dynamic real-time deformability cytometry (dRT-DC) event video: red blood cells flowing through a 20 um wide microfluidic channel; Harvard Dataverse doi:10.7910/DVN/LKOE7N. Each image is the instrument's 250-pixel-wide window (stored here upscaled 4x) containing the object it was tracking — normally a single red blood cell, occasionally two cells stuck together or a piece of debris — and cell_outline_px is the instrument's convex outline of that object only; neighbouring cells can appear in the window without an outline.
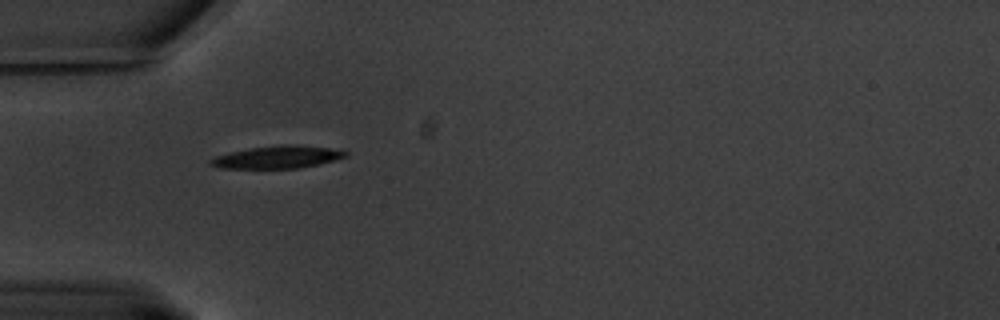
{"species": "common noctule bat (a hibernating species)", "species_latin": "Nyctalus noctula", "temperature_condition": "warm", "stored_images_in_passage": 44, "camera_frame_rate_fps": 3000, "um_per_image_px": 0.085, "animal": {"sex": "male", "body_mass_g": 20.1, "forearm_length_mm": 53.5}, "frame": {"image": 1, "passage_image": 1, "time_ms": 0.0, "image_size_px": [1000, 320], "cell_outline_px": [[348, 156], [300, 168], [220, 168], [208, 164], [208, 160], [216, 156], [232, 152], [252, 148], [288, 144], [296, 144], [328, 148], [348, 152]], "centroid_in_image_um": [23.55, 13.36], "position_along_channel_um": 61.4, "area_um2": 17.34}}
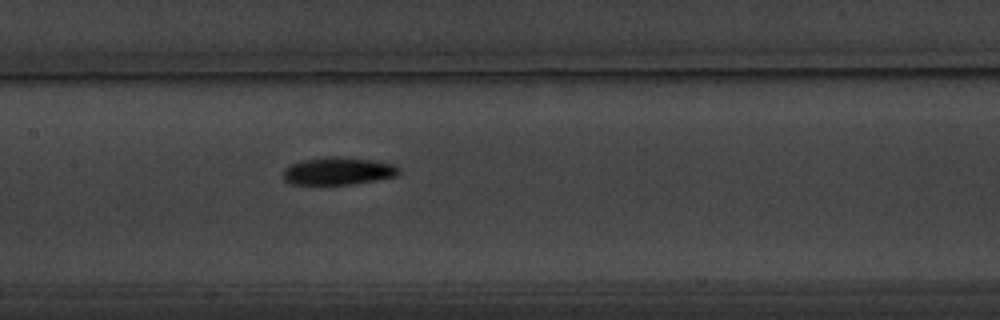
{"frame": {"image": 2, "passage_image": 12, "time_ms": 3.667, "image_size_px": [1000, 320], "cell_outline_px": [[400, 172], [396, 176], [376, 180], [352, 184], [288, 184], [284, 180], [284, 168], [288, 164], [304, 160], [324, 156], [336, 156], [372, 160], [396, 164], [400, 168]], "centroid_in_image_um": [28.74, 14.53], "position_along_channel_um": 178.7, "area_um2": 18.79}}
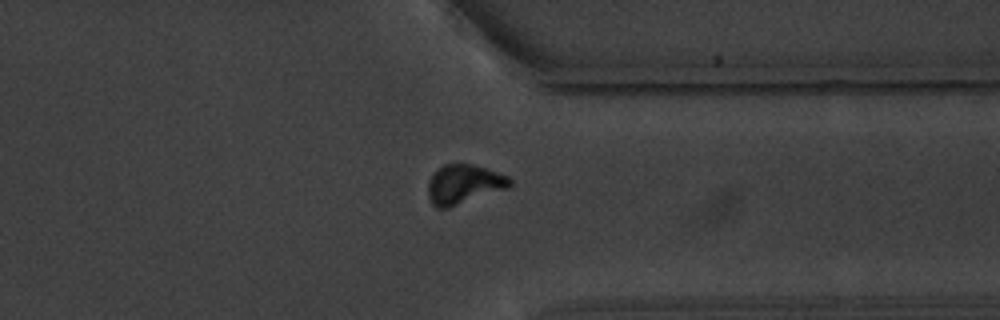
{"frame": {"image": 3, "passage_image": 30, "time_ms": 9.667, "image_size_px": [1000, 320], "cell_outline_px": [[512, 184], [508, 188], [448, 208], [436, 208], [432, 204], [428, 196], [428, 184], [432, 176], [444, 164], [472, 164], [488, 168], [508, 176], [512, 180]], "centroid_in_image_um": [39.45, 15.67], "position_along_channel_um": 371.9, "area_um2": 18.67}, "authors_computed_cell_mechanics": {"area_um2": 18.0047, "velocity_mm_per_s": 3.2545, "shape_relaxation_time_tau1_ms": 3.2053, "shape_relaxation_time_tau2_ms": null, "deformation_change_tau1": 0.1659, "deformation_change_tau2": null}}